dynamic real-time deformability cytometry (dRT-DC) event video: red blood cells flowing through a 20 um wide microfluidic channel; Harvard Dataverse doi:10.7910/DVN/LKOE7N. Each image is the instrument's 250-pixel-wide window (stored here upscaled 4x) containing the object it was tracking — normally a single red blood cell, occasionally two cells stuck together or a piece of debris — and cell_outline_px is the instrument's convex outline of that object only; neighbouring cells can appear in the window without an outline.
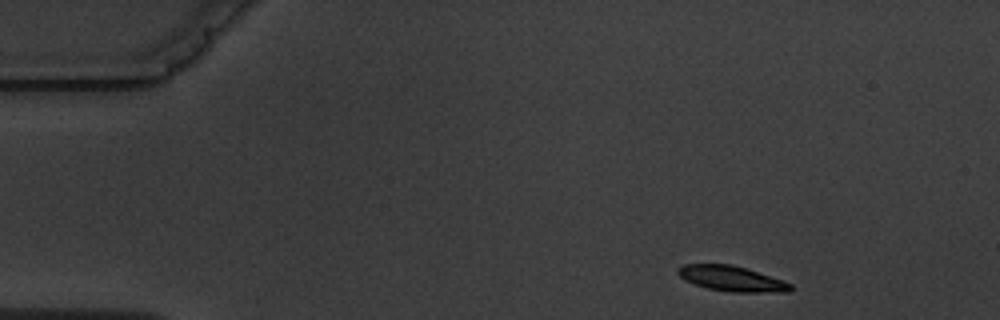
{"species": "common noctule bat (a hibernating species)", "species_latin": "Nyctalus noctula", "temperature_condition": "warm", "stored_images_in_passage": 6, "camera_frame_rate_fps": 3000, "um_per_image_px": 0.085, "animal": {"sex": "male", "body_mass_g": 19.5, "forearm_length_mm": 54.6}, "frame": {"image": 1, "passage_image": 1, "time_ms": 0.0, "image_size_px": [1000, 320], "cell_outline_px": [[792, 288], [788, 292], [728, 292], [708, 288], [684, 280], [676, 272], [676, 268], [684, 264], [732, 264], [784, 280], [792, 284]], "centroid_in_image_um": [62.19, 23.68], "position_along_channel_um": 22.8, "area_um2": 16.65}}
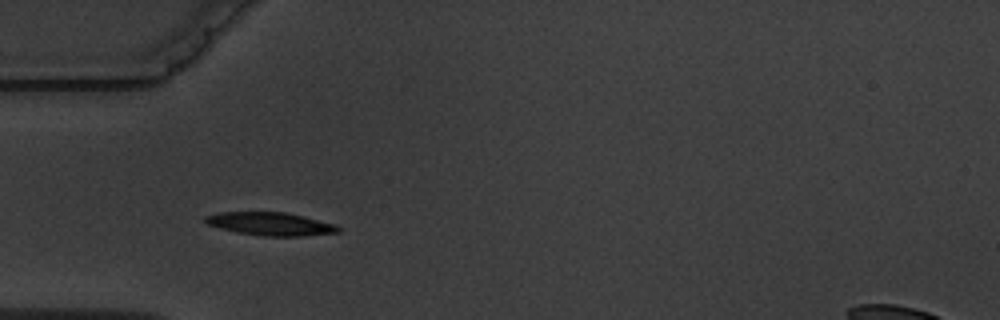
{"frame": {"image": 2, "passage_image": 4, "time_ms": 3.333, "image_size_px": [1000, 320], "cell_outline_px": [[340, 232], [304, 236], [264, 236], [236, 232], [220, 228], [208, 224], [204, 220], [204, 216], [216, 212], [284, 212], [336, 224], [340, 228]], "centroid_in_image_um": [22.97, 19.03], "position_along_channel_um": 62.0, "area_um2": 17.86}}
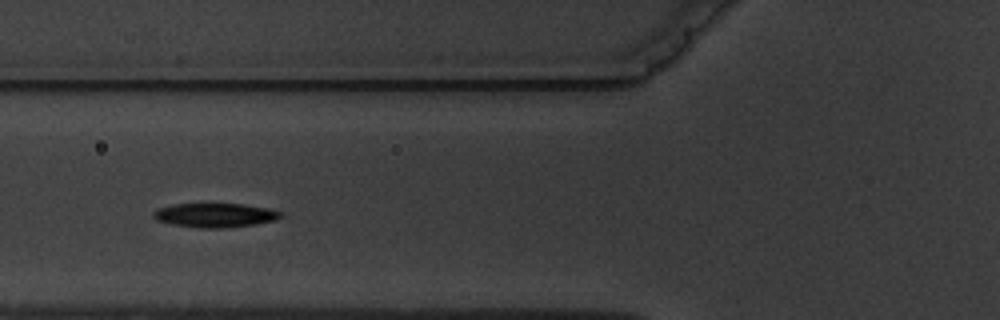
{"frame": {"image": 3, "passage_image": 5, "time_ms": 4.667, "image_size_px": [1000, 320], "cell_outline_px": [[284, 216], [276, 220], [252, 224], [224, 228], [200, 228], [172, 224], [156, 220], [152, 216], [152, 212], [156, 208], [172, 204], [244, 204], [268, 208], [284, 212]], "centroid_in_image_um": [18.27, 18.28], "position_along_channel_um": 107.5, "area_um2": 18.03}}